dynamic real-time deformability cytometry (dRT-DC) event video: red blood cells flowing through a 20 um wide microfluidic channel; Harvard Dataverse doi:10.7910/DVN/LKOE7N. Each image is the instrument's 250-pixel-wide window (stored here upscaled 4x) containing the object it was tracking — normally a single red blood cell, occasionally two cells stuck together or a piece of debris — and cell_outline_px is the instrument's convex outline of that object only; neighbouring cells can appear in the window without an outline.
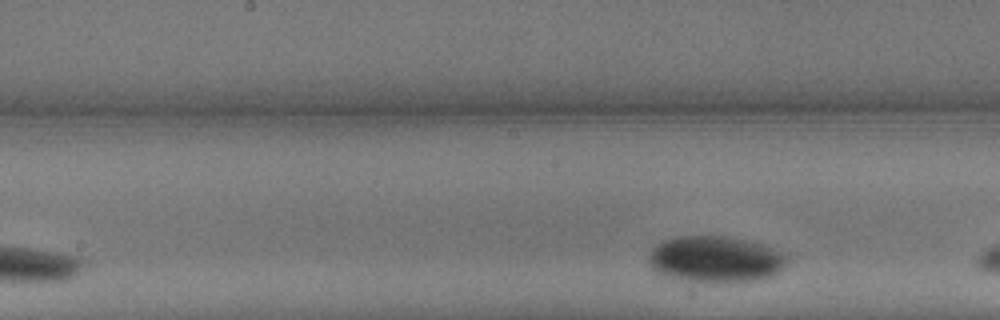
{"species": "common noctule bat (a hibernating species)", "species_latin": "Nyctalus noctula", "temperature_condition": "warm", "stored_images_in_passage": 8, "segment_of_instrument_passage": [2, 2], "camera_frame_rate_fps": 3000, "um_per_image_px": 0.085, "animal": {"sex": "male", "body_mass_g": 13.3}, "frame": {"image": 1, "passage_image": 8, "time_ms": 2.333, "image_size_px": [1000, 320], "cell_outline_px": [[788, 260], [780, 272], [772, 276], [756, 280], [728, 284], [712, 284], [684, 280], [664, 276], [656, 272], [648, 264], [648, 252], [656, 244], [664, 240], [680, 236], [724, 236], [764, 244], [788, 252]], "centroid_in_image_um": [60.84, 22.06], "position_along_channel_um": 187.4, "area_um2": 38.55}}